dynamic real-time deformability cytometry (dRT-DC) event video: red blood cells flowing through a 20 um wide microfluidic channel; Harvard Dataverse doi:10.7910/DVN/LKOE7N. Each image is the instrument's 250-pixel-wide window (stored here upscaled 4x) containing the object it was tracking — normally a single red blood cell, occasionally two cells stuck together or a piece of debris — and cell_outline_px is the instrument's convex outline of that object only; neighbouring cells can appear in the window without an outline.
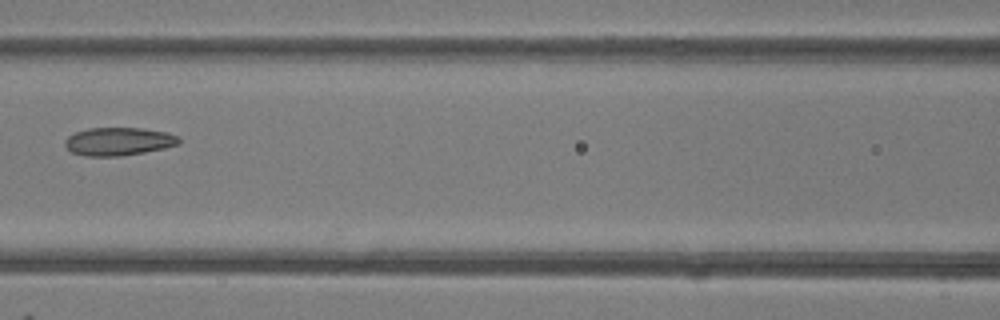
{"species": "common noctule bat (a hibernating species)", "species_latin": "Nyctalus noctula", "temperature_condition": "room temperature", "stored_images_in_passage": 9, "camera_frame_rate_fps": 3000, "um_per_image_px": 0.085, "animal": {"sex": "female"}, "frame": {"image": 1, "passage_image": 9, "time_ms": 10.0, "image_size_px": [1000, 320], "cell_outline_px": [[180, 144], [164, 148], [144, 152], [120, 156], [84, 156], [72, 152], [64, 144], [64, 140], [68, 136], [76, 132], [88, 128], [144, 128], [168, 132], [176, 136], [180, 140]], "centroid_in_image_um": [10.08, 12.02], "position_along_channel_um": 156.5, "area_um2": 18.67}}